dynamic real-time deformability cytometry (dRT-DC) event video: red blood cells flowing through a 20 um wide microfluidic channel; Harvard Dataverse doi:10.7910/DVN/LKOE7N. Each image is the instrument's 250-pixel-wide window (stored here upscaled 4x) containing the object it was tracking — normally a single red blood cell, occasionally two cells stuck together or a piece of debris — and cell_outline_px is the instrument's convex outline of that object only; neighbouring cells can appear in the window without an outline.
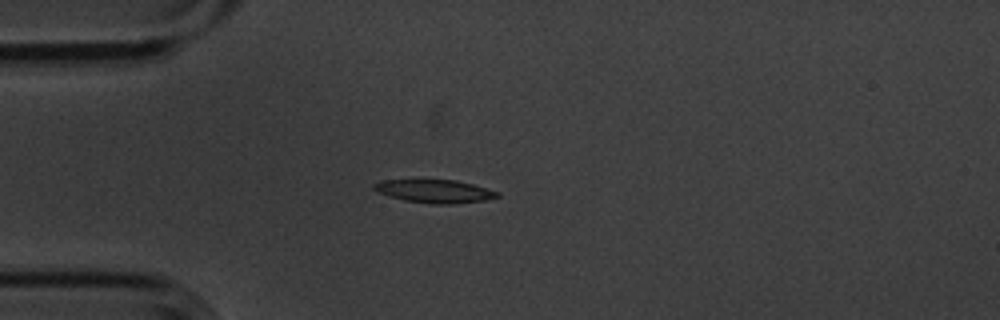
{"species": "common noctule bat (a hibernating species)", "species_latin": "Nyctalus noctula", "temperature_condition": "cold", "stored_images_in_passage": 6, "camera_frame_rate_fps": 3000, "um_per_image_px": 0.085, "animal": {"sex": "male", "body_mass_g": 20.1, "forearm_length_mm": 53.5}, "frame": {"image": 1, "passage_image": 5, "time_ms": 1.333, "image_size_px": [1000, 320], "cell_outline_px": [[500, 196], [484, 200], [452, 204], [432, 204], [404, 200], [388, 196], [376, 192], [372, 188], [372, 184], [380, 180], [456, 180], [472, 184], [500, 192]], "centroid_in_image_um": [36.9, 16.25], "position_along_channel_um": 48.1, "area_um2": 16.7}}